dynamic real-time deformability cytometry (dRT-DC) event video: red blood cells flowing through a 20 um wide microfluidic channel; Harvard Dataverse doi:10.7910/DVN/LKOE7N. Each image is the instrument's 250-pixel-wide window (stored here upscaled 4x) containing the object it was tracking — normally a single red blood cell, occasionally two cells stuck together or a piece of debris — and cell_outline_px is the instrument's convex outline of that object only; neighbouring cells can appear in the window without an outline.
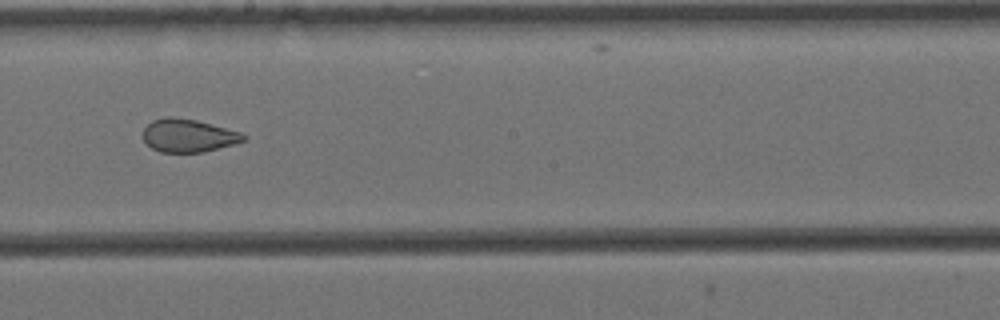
{"species": "Egyptian fruit bat (a non-hibernating species)", "species_latin": "Rousettus aegyptiacus", "temperature_condition": "cold", "stored_images_in_passage": 15, "camera_frame_rate_fps": 3000, "um_per_image_px": 0.085, "animal": {"sex": "female"}, "frame": {"image": 1, "passage_image": 9, "time_ms": 2.667, "image_size_px": [1000, 320], "cell_outline_px": [[248, 136], [244, 140], [236, 144], [200, 152], [160, 152], [152, 148], [144, 140], [144, 128], [152, 120], [168, 116], [172, 116], [196, 120], [240, 132]], "centroid_in_image_um": [16.01, 11.52], "position_along_channel_um": 232.2, "area_um2": 19.19}}
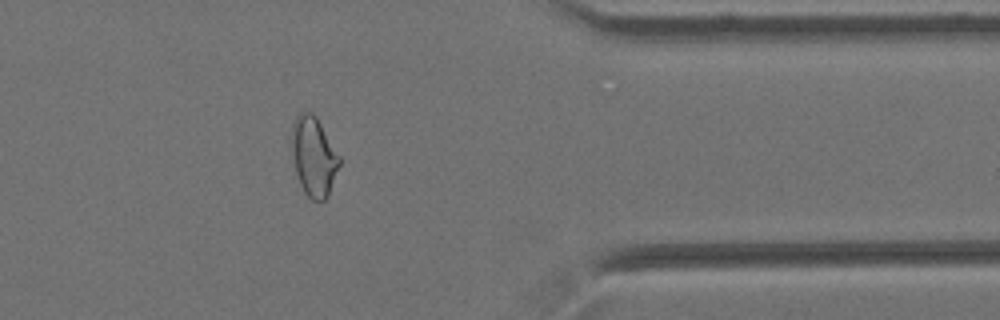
{"frame": {"image": 2, "passage_image": 13, "time_ms": 4.0, "image_size_px": [1000, 320], "cell_outline_px": [[340, 164], [328, 196], [324, 200], [312, 200], [304, 192], [300, 184], [296, 172], [292, 156], [288, 136], [292, 124], [296, 116], [300, 112], [312, 112], [316, 116], [340, 156]], "centroid_in_image_um": [26.62, 13.26], "position_along_channel_um": 384.8, "area_um2": 22.43}}